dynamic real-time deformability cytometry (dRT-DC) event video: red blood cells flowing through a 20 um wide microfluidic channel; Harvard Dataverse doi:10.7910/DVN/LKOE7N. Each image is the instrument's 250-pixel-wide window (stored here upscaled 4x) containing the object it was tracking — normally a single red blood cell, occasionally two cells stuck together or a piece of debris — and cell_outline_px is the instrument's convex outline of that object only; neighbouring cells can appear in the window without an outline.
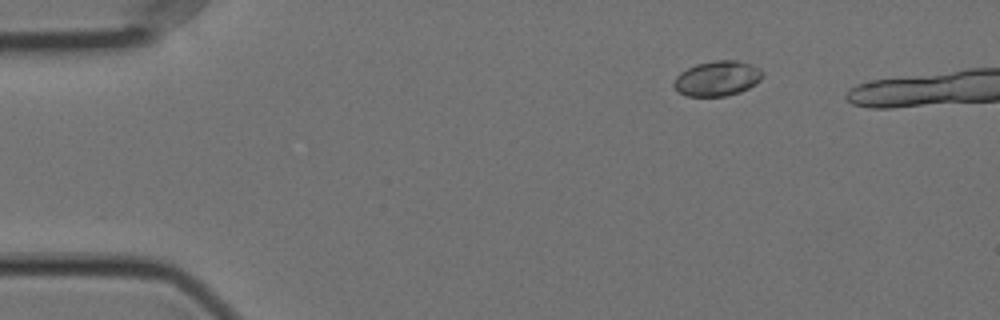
{"species": "Egyptian fruit bat (a non-hibernating species)", "species_latin": "Rousettus aegyptiacus", "temperature_condition": "cold", "stored_images_in_passage": 12, "camera_frame_rate_fps": 3000, "um_per_image_px": 0.085, "animal": {"sex": "female"}, "frame": {"image": 1, "passage_image": 9, "time_ms": 2.667, "image_size_px": [1000, 320], "cell_outline_px": [[760, 80], [756, 84], [740, 92], [724, 96], [688, 96], [680, 92], [672, 84], [676, 76], [680, 72], [696, 64], [716, 60], [736, 60], [760, 68]], "centroid_in_image_um": [60.94, 6.67], "position_along_channel_um": 24.1, "area_um2": 17.86}}